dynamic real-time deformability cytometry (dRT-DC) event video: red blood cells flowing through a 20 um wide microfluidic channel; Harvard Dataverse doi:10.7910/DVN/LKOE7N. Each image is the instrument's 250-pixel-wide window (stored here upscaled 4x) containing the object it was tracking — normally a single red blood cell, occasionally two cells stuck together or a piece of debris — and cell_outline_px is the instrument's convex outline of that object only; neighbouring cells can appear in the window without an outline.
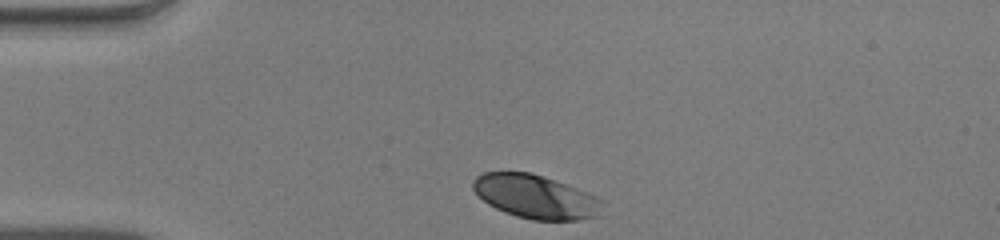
{"species": "human", "species_latin": "Homo sapiens", "temperature_condition": "warm", "stored_images_in_passage": 32, "camera_frame_rate_fps": 3000, "um_per_image_px": 0.085, "donor": {"sex": "male"}, "frame": {"image": 1, "passage_image": 1, "time_ms": 0.0, "image_size_px": [1000, 240], "cell_outline_px": [[604, 200], [596, 216], [580, 220], [532, 220], [516, 216], [504, 212], [488, 204], [472, 188], [472, 180], [476, 176], [484, 172], [532, 172], [576, 188], [596, 196]], "centroid_in_image_um": [45.5, 16.71], "position_along_channel_um": 39.5, "area_um2": 32.71}}
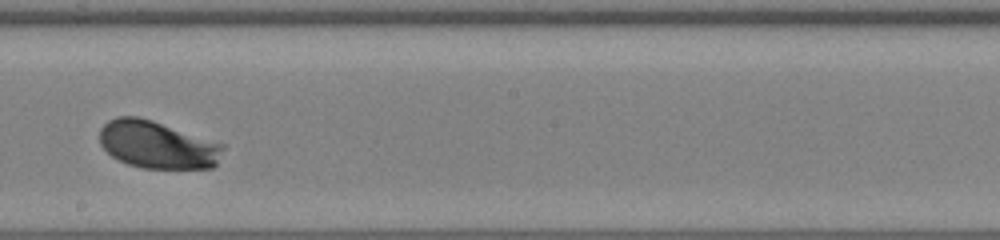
{"frame": {"image": 2, "passage_image": 19, "time_ms": 6.0, "image_size_px": [1000, 240], "cell_outline_px": [[224, 148], [216, 164], [212, 168], [140, 168], [128, 164], [112, 156], [100, 144], [100, 128], [108, 120], [116, 116], [136, 116], [152, 120], [224, 144]], "centroid_in_image_um": [13.36, 12.3], "position_along_channel_um": 234.8, "area_um2": 34.04}}
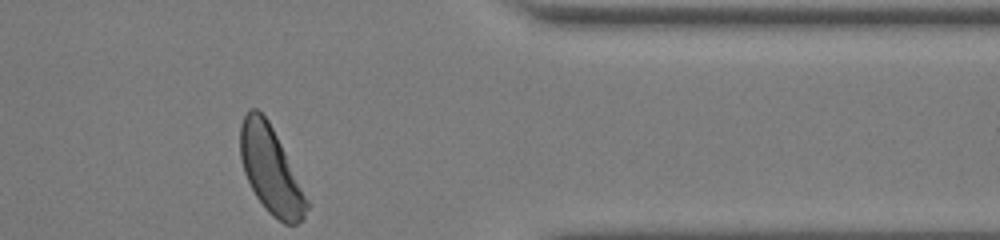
{"frame": {"image": 3, "passage_image": 32, "time_ms": 10.333, "image_size_px": [1000, 240], "cell_outline_px": [[308, 208], [304, 216], [296, 224], [284, 224], [272, 216], [268, 212], [256, 196], [244, 172], [240, 156], [240, 124], [248, 108], [256, 108], [268, 120], [308, 200]], "centroid_in_image_um": [22.98, 14.45], "position_along_channel_um": 388.4, "area_um2": 32.83}, "authors_computed_cell_mechanics": {"area_um2": 33.2928, "velocity_mm_per_s": 3.9083, "shape_relaxation_time_tau1_ms": 1.2054, "shape_relaxation_time_tau2_ms": null, "deformation_change_tau1": 0.1197, "deformation_change_tau2": null}}